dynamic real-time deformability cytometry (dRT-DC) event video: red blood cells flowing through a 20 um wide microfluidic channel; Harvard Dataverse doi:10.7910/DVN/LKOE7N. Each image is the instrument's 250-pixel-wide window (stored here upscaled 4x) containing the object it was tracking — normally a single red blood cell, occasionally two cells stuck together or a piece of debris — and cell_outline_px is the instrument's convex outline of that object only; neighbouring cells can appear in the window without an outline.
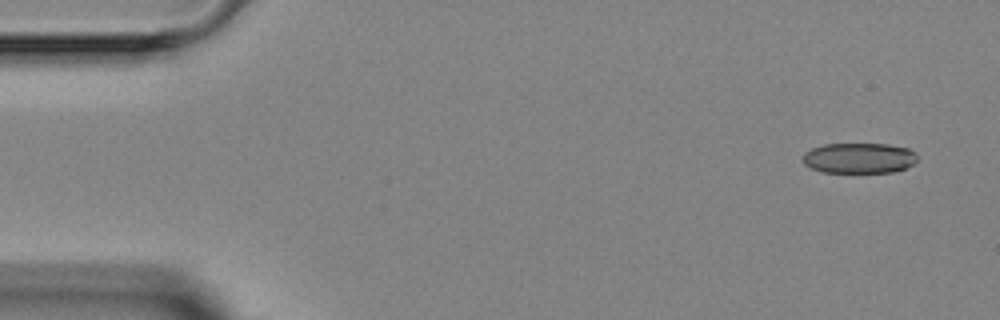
{"species": "Egyptian fruit bat (a non-hibernating species)", "species_latin": "Rousettus aegyptiacus", "temperature_condition": "room temperature", "stored_images_in_passage": 4, "camera_frame_rate_fps": 3000, "um_per_image_px": 0.085, "animal": {"sex": "female"}, "frame": {"image": 1, "passage_image": 1, "time_ms": 0.0, "image_size_px": [1000, 320], "cell_outline_px": [[916, 160], [912, 164], [904, 168], [892, 172], [824, 172], [812, 168], [804, 164], [804, 152], [812, 148], [824, 144], [888, 144], [908, 148], [916, 152]], "centroid_in_image_um": [73.02, 13.43], "position_along_channel_um": 12.0, "area_um2": 20.17}}